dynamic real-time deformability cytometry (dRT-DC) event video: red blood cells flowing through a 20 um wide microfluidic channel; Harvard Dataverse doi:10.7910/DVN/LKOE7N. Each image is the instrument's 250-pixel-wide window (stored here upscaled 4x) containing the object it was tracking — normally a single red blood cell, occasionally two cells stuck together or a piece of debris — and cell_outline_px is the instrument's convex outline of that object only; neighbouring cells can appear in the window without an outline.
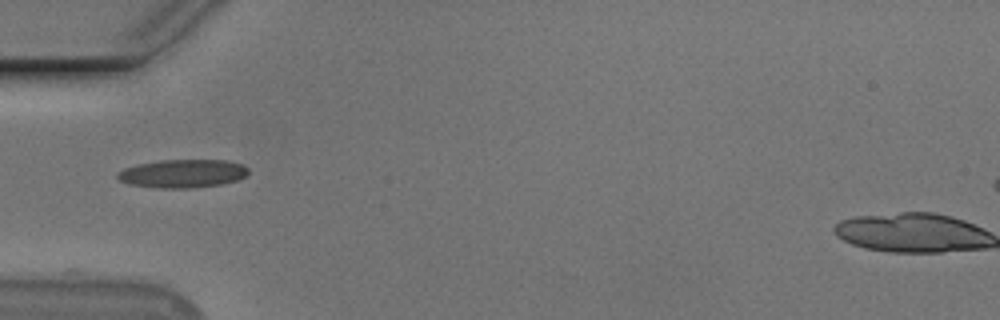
{"species": "Egyptian fruit bat (a non-hibernating species)", "species_latin": "Rousettus aegyptiacus", "temperature_condition": "cold", "stored_images_in_passage": 6, "camera_frame_rate_fps": 3000, "um_per_image_px": 0.085, "animal": {"sex": "male"}, "frame": {"image": 1, "passage_image": 1, "time_ms": 0.0, "image_size_px": [1000, 320], "cell_outline_px": [[248, 172], [244, 176], [236, 180], [220, 184], [192, 188], [156, 188], [132, 184], [120, 180], [116, 176], [116, 172], [124, 168], [140, 164], [160, 160], [228, 160], [240, 164], [248, 168]], "centroid_in_image_um": [15.51, 14.75], "position_along_channel_um": 69.5, "area_um2": 21.39}}
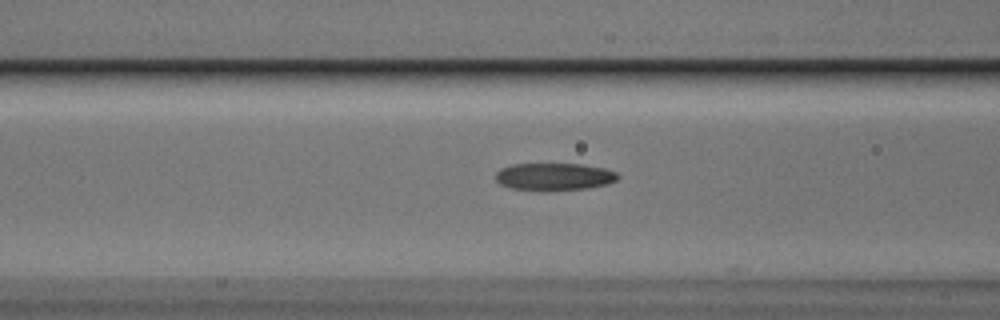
{"frame": {"image": 2, "passage_image": 5, "time_ms": 1.333, "image_size_px": [1000, 320], "cell_outline_px": [[620, 176], [616, 180], [608, 184], [588, 188], [544, 192], [540, 192], [512, 188], [500, 184], [496, 180], [496, 172], [500, 168], [512, 164], [580, 164], [604, 168], [616, 172]], "centroid_in_image_um": [47.09, 15.04], "position_along_channel_um": 119.5, "area_um2": 19.88}}